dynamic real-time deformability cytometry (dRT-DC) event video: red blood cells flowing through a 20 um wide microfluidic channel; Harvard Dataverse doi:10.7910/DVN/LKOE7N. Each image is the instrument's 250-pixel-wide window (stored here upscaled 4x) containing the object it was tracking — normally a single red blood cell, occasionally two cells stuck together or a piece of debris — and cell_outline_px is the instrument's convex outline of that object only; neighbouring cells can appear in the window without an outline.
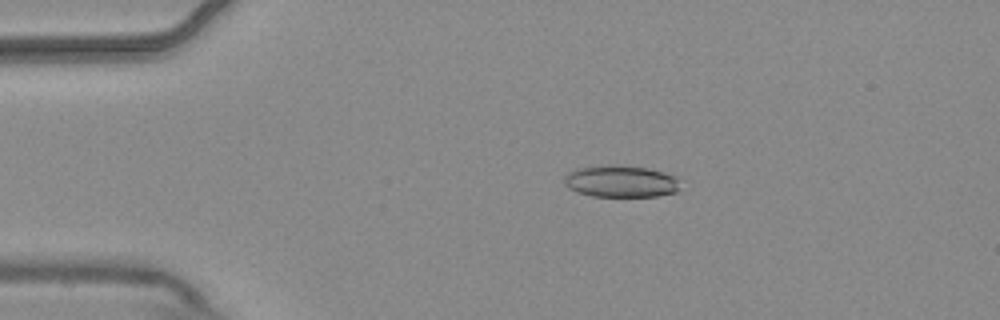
{"species": "common noctule bat (a hibernating species)", "species_latin": "Nyctalus noctula", "temperature_condition": "warm", "stored_images_in_passage": 7, "camera_frame_rate_fps": 3000, "um_per_image_px": 0.085, "animal": {"sex": "male", "body_mass_g": 20.4}, "frame": {"image": 1, "passage_image": 2, "time_ms": 0.333, "image_size_px": [1000, 320], "cell_outline_px": [[676, 192], [656, 196], [592, 196], [576, 192], [568, 188], [564, 184], [564, 176], [568, 172], [580, 168], [616, 164], [648, 168], [676, 176]], "centroid_in_image_um": [52.71, 15.41], "position_along_channel_um": 32.3, "area_um2": 21.33}}
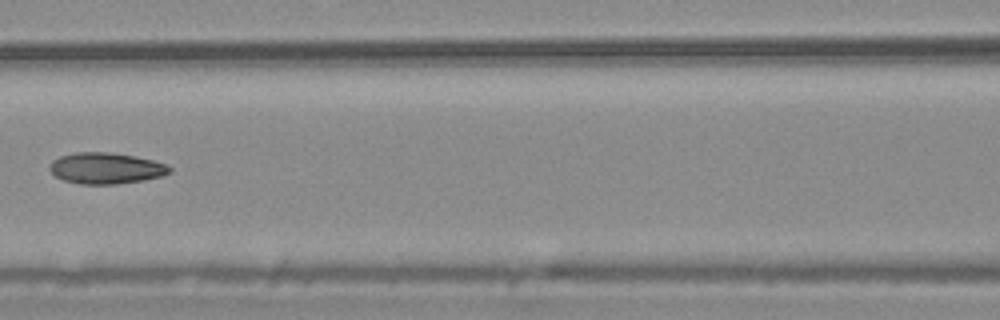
{"frame": {"image": 2, "passage_image": 6, "time_ms": 1.667, "image_size_px": [1000, 320], "cell_outline_px": [[172, 172], [160, 176], [144, 180], [116, 184], [80, 184], [64, 180], [56, 176], [48, 168], [52, 160], [60, 156], [76, 152], [108, 152], [132, 156], [152, 160], [164, 164], [172, 168]], "centroid_in_image_um": [8.98, 14.3], "position_along_channel_um": 157.6, "area_um2": 21.62}}
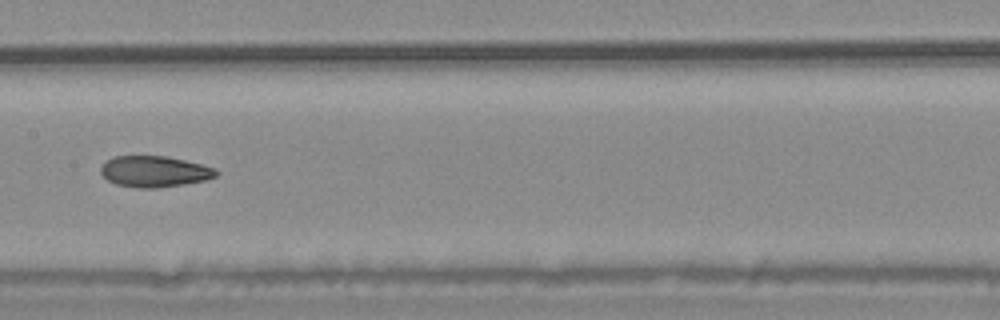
{"frame": {"image": 3, "passage_image": 7, "time_ms": 2.0, "image_size_px": [1000, 320], "cell_outline_px": [[220, 172], [216, 176], [204, 180], [184, 184], [156, 188], [136, 188], [116, 184], [108, 180], [100, 172], [100, 168], [112, 156], [168, 156], [216, 168]], "centroid_in_image_um": [13.13, 14.58], "position_along_channel_um": 194.3, "area_um2": 20.87}}